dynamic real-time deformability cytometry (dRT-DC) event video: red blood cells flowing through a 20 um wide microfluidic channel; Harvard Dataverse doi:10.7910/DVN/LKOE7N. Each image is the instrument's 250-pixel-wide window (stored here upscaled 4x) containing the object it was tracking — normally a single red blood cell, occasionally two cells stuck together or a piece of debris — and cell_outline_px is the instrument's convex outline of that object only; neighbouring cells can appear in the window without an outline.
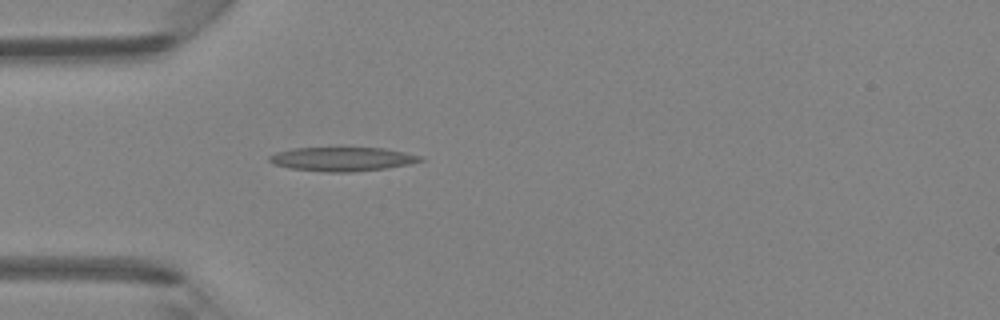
{"species": "Egyptian fruit bat (a non-hibernating species)", "species_latin": "Rousettus aegyptiacus", "temperature_condition": "room temperature", "stored_images_in_passage": 3, "camera_frame_rate_fps": 3000, "um_per_image_px": 0.085, "animal": {"sex": "female"}, "frame": {"image": 1, "passage_image": 3, "time_ms": 2.333, "image_size_px": [1000, 320], "cell_outline_px": [[424, 160], [408, 164], [384, 168], [352, 172], [328, 172], [288, 168], [272, 164], [268, 160], [268, 156], [276, 152], [292, 148], [384, 148], [424, 156]], "centroid_in_image_um": [29.06, 13.52], "position_along_channel_um": 55.9, "area_um2": 21.1}}